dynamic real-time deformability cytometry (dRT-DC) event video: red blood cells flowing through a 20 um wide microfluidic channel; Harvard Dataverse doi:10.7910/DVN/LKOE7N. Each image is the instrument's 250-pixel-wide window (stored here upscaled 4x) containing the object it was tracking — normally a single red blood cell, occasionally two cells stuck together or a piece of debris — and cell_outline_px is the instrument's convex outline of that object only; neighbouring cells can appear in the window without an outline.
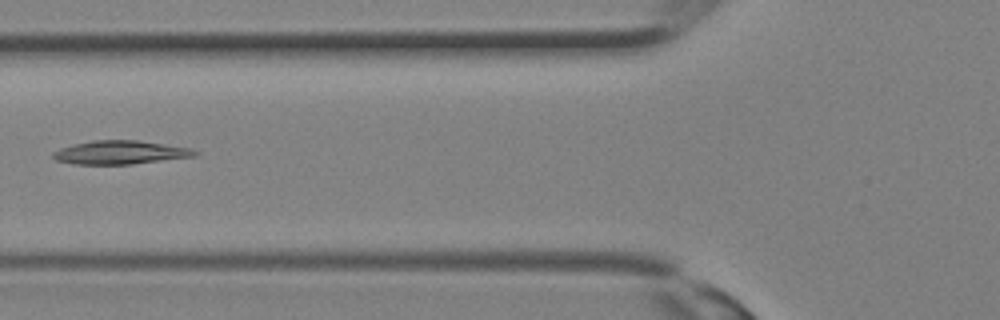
{"species": "Egyptian fruit bat (a non-hibernating species)", "species_latin": "Rousettus aegyptiacus", "temperature_condition": "room temperature", "stored_images_in_passage": 8, "camera_frame_rate_fps": 3000, "um_per_image_px": 0.085, "animal": {"sex": "female"}, "frame": {"image": 1, "passage_image": 3, "time_ms": 0.667, "image_size_px": [1000, 320], "cell_outline_px": [[200, 152], [196, 156], [132, 164], [72, 164], [56, 160], [52, 156], [52, 152], [60, 148], [72, 144], [92, 140], [136, 140], [188, 148]], "centroid_in_image_um": [10.17, 12.96], "position_along_channel_um": 115.6, "area_um2": 19.36}}
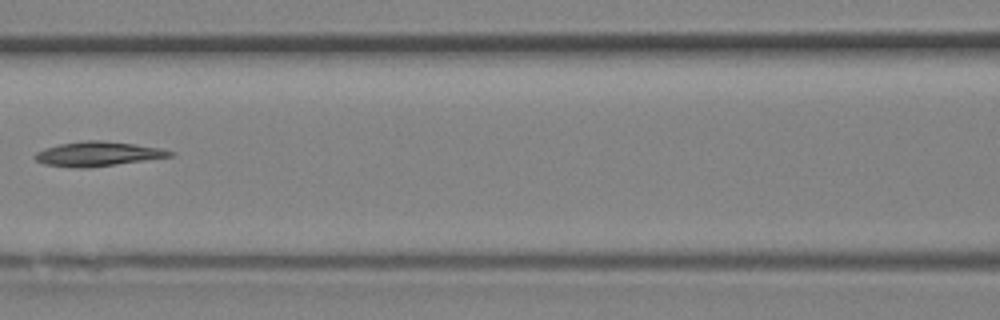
{"frame": {"image": 2, "passage_image": 5, "time_ms": 1.333, "image_size_px": [1000, 320], "cell_outline_px": [[176, 152], [172, 156], [88, 168], [72, 168], [44, 164], [36, 160], [32, 156], [36, 152], [44, 148], [60, 144], [88, 140], [100, 140], [132, 144], [160, 148]], "centroid_in_image_um": [8.26, 13.09], "position_along_channel_um": 158.3, "area_um2": 19.13}}
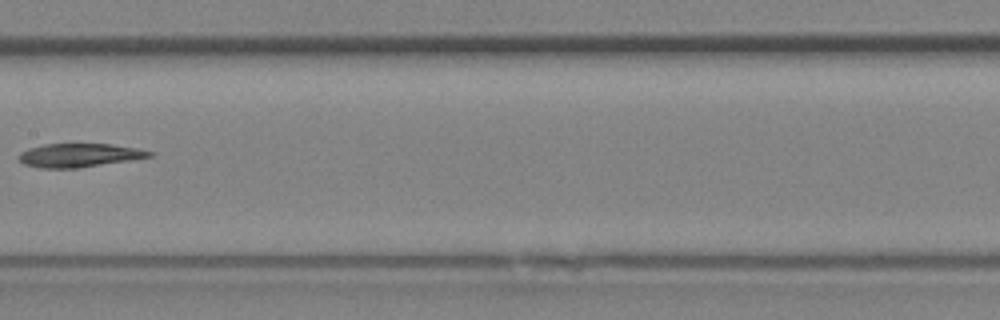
{"frame": {"image": 3, "passage_image": 7, "time_ms": 2.0, "image_size_px": [1000, 320], "cell_outline_px": [[156, 152], [152, 156], [80, 168], [40, 168], [24, 164], [16, 156], [20, 152], [28, 148], [44, 144], [112, 144], [140, 148]], "centroid_in_image_um": [6.73, 13.19], "position_along_channel_um": 200.7, "area_um2": 18.09}}